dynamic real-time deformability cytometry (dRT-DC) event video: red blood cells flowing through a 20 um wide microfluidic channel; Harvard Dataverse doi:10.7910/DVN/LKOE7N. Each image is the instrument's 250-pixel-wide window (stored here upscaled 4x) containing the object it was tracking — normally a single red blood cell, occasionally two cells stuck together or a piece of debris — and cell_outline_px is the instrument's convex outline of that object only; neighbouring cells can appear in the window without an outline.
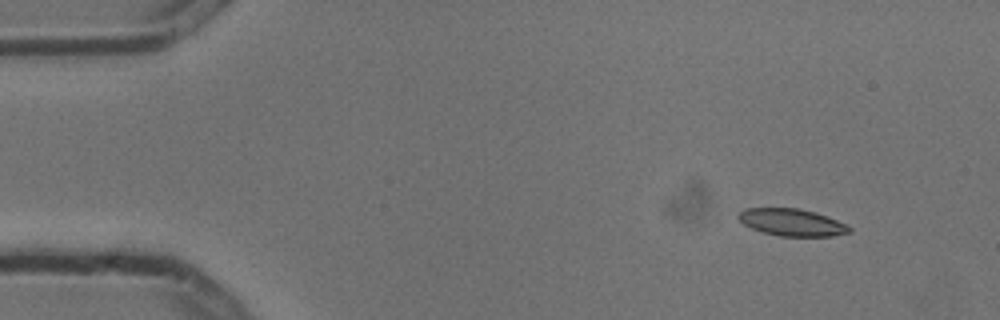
{"species": "common noctule bat (a hibernating species)", "species_latin": "Nyctalus noctula", "temperature_condition": "cold", "stored_images_in_passage": 4, "camera_frame_rate_fps": 3000, "um_per_image_px": 0.085, "animal": {"sex": "male", "body_mass_g": 13.3}, "frame": {"image": 1, "passage_image": 2, "time_ms": 0.333, "image_size_px": [1000, 320], "cell_outline_px": [[852, 232], [832, 236], [780, 236], [764, 232], [752, 228], [744, 224], [736, 216], [744, 208], [796, 208], [816, 212], [848, 224], [852, 228]], "centroid_in_image_um": [67.35, 18.9], "position_along_channel_um": 17.7, "area_um2": 17.57}}